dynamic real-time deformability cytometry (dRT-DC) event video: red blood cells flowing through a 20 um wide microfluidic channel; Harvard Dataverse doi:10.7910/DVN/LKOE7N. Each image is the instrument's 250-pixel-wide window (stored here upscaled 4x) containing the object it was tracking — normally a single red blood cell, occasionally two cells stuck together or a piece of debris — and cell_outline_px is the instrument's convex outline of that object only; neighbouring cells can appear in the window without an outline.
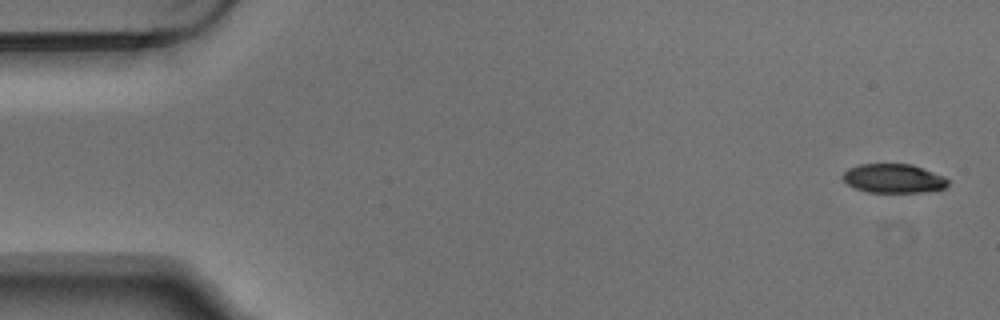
{"species": "Egyptian fruit bat (a non-hibernating species)", "species_latin": "Rousettus aegyptiacus", "temperature_condition": "warm", "stored_images_in_passage": 6, "camera_frame_rate_fps": 3000, "um_per_image_px": 0.085, "animal": {"sex": "male"}, "frame": {"image": 1, "passage_image": 1, "time_ms": 0.0, "image_size_px": [1000, 320], "cell_outline_px": [[948, 184], [944, 188], [920, 192], [868, 192], [856, 188], [848, 184], [840, 176], [848, 168], [860, 164], [912, 164], [944, 176], [948, 180]], "centroid_in_image_um": [75.93, 15.16], "position_along_channel_um": 9.1, "area_um2": 17.69}}
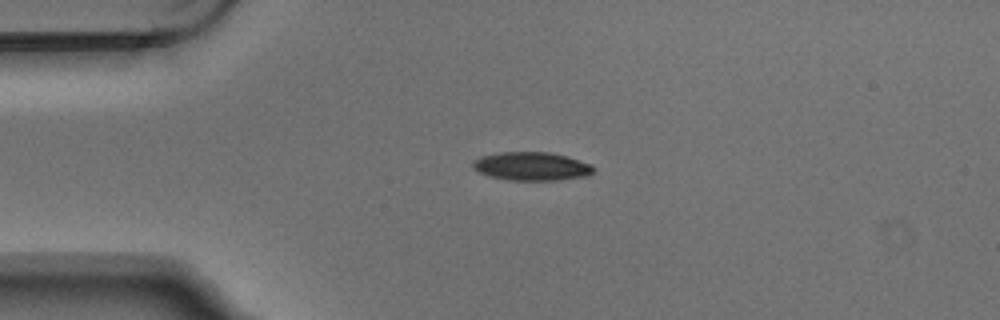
{"frame": {"image": 2, "passage_image": 4, "time_ms": 1.0, "image_size_px": [1000, 320], "cell_outline_px": [[596, 168], [588, 176], [556, 180], [508, 180], [488, 176], [472, 168], [472, 160], [480, 156], [500, 152], [552, 152], [568, 156], [592, 164]], "centroid_in_image_um": [45.19, 14.13], "position_along_channel_um": 39.8, "area_um2": 20.29}}
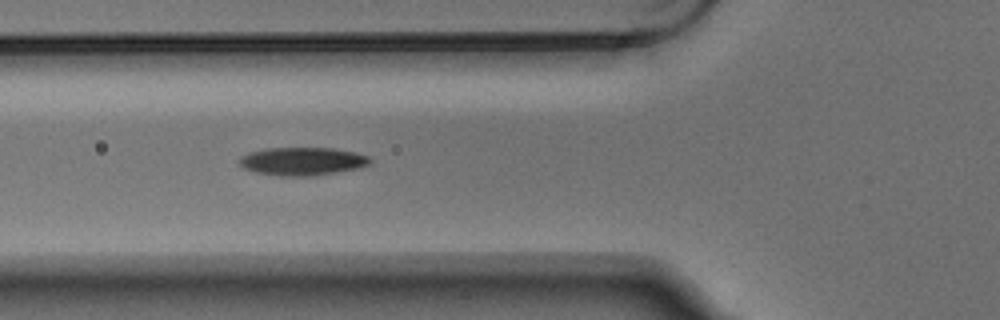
{"frame": {"image": 3, "passage_image": 6, "time_ms": 1.667, "image_size_px": [1000, 320], "cell_outline_px": [[372, 160], [368, 164], [356, 168], [336, 172], [308, 176], [288, 176], [256, 172], [244, 168], [240, 164], [240, 156], [248, 152], [264, 148], [332, 148], [356, 152], [368, 156]], "centroid_in_image_um": [25.68, 13.69], "position_along_channel_um": 100.1, "area_um2": 21.15}}